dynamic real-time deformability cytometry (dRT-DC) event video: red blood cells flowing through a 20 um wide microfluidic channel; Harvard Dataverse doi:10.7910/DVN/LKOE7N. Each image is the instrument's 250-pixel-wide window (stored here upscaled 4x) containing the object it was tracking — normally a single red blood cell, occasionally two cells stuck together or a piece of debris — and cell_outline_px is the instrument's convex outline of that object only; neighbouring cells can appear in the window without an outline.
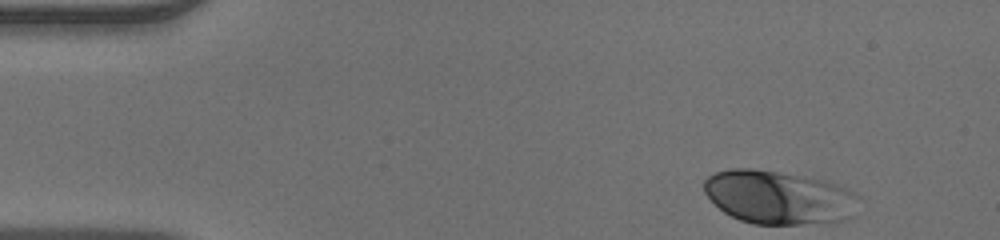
{"species": "human", "species_latin": "Homo sapiens", "temperature_condition": "warm", "stored_images_in_passage": 39, "camera_frame_rate_fps": 3000, "um_per_image_px": 0.085, "donor": {"sex": "male"}, "frame": {"image": 1, "passage_image": 1, "time_ms": 0.0, "image_size_px": [1000, 240], "cell_outline_px": [[856, 196], [832, 220], [800, 224], [752, 224], [740, 220], [724, 212], [704, 192], [704, 180], [708, 176], [716, 172], [732, 168], [752, 168], [824, 180], [836, 184], [852, 192]], "centroid_in_image_um": [65.91, 16.72], "position_along_channel_um": 19.1, "area_um2": 45.72}}
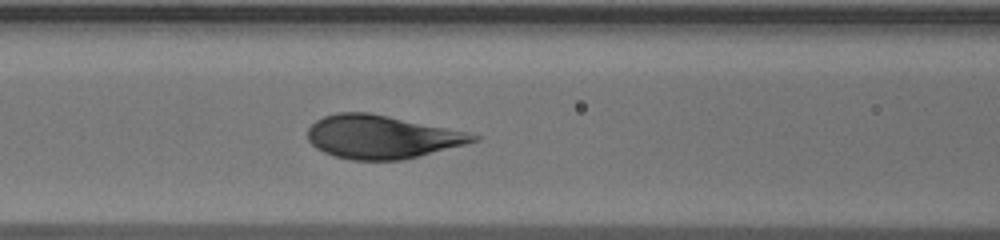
{"frame": {"image": 2, "passage_image": 16, "time_ms": 5.0, "image_size_px": [1000, 240], "cell_outline_px": [[480, 140], [404, 160], [352, 160], [336, 156], [324, 152], [316, 148], [308, 140], [308, 128], [316, 120], [324, 116], [336, 112], [368, 112], [468, 132], [480, 136]], "centroid_in_image_um": [32.43, 11.63], "position_along_channel_um": 134.2, "area_um2": 41.56}}
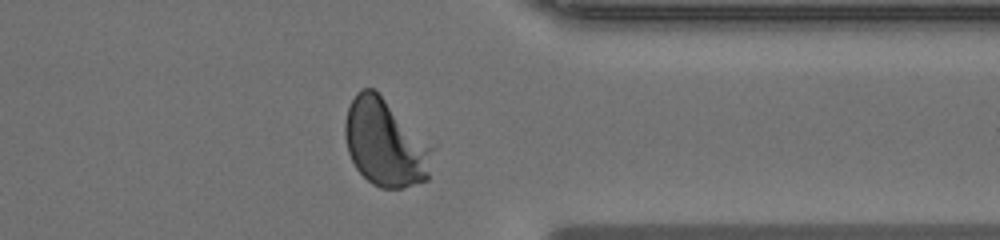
{"frame": {"image": 3, "passage_image": 34, "time_ms": 11.0, "image_size_px": [1000, 240], "cell_outline_px": [[436, 144], [428, 180], [404, 188], [380, 188], [372, 184], [356, 168], [348, 152], [344, 136], [344, 124], [348, 108], [356, 92], [360, 88], [372, 88]], "centroid_in_image_um": [32.81, 12.15], "position_along_channel_um": 378.6, "area_um2": 45.37}}